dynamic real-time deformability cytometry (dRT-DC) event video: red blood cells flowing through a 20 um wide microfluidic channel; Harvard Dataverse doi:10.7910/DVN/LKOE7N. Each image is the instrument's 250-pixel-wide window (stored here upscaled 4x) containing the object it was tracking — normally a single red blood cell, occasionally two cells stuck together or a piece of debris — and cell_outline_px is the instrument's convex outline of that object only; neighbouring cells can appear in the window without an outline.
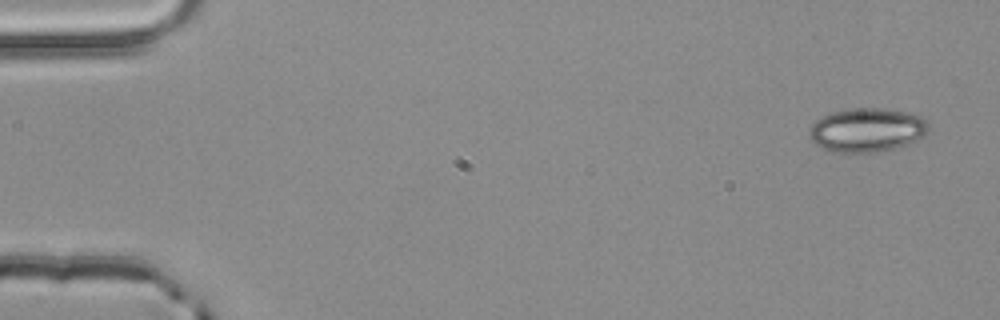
{"species": "common noctule bat (a hibernating species)", "species_latin": "Nyctalus noctula", "temperature_condition": "room temperature", "stored_images_in_passage": 4, "camera_frame_rate_fps": 3000, "um_per_image_px": 0.085, "animal": {"sex": "male", "body_mass_g": 20.4}, "frame": {"image": 1, "passage_image": 1, "time_ms": 0.0, "image_size_px": [1000, 320], "cell_outline_px": [[928, 132], [916, 140], [900, 148], [880, 152], [832, 152], [820, 148], [812, 144], [808, 136], [808, 132], [812, 124], [820, 116], [832, 112], [852, 108], [884, 108], [908, 112], [920, 116], [928, 124]], "centroid_in_image_um": [73.65, 11.06], "position_along_channel_um": 11.4, "area_um2": 31.04}}